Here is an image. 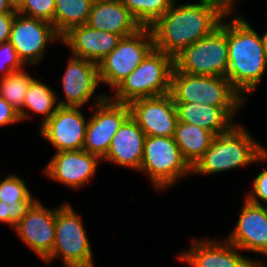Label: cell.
I'll list each match as a JSON object with an SVG mask.
<instances>
[{
	"label": "cell",
	"instance_id": "1",
	"mask_svg": "<svg viewBox=\"0 0 267 267\" xmlns=\"http://www.w3.org/2000/svg\"><path fill=\"white\" fill-rule=\"evenodd\" d=\"M170 8L149 27L154 49L175 58L192 43L209 35L222 18L203 3L177 4Z\"/></svg>",
	"mask_w": 267,
	"mask_h": 267
},
{
	"label": "cell",
	"instance_id": "2",
	"mask_svg": "<svg viewBox=\"0 0 267 267\" xmlns=\"http://www.w3.org/2000/svg\"><path fill=\"white\" fill-rule=\"evenodd\" d=\"M228 71L232 86L247 100L267 71V55L260 34L240 15L227 20Z\"/></svg>",
	"mask_w": 267,
	"mask_h": 267
},
{
	"label": "cell",
	"instance_id": "3",
	"mask_svg": "<svg viewBox=\"0 0 267 267\" xmlns=\"http://www.w3.org/2000/svg\"><path fill=\"white\" fill-rule=\"evenodd\" d=\"M267 160V149L249 130L236 124L229 132L215 135L209 149L192 167V173L219 174Z\"/></svg>",
	"mask_w": 267,
	"mask_h": 267
},
{
	"label": "cell",
	"instance_id": "4",
	"mask_svg": "<svg viewBox=\"0 0 267 267\" xmlns=\"http://www.w3.org/2000/svg\"><path fill=\"white\" fill-rule=\"evenodd\" d=\"M174 58L153 49L108 96L113 102L129 104L140 99L170 93Z\"/></svg>",
	"mask_w": 267,
	"mask_h": 267
},
{
	"label": "cell",
	"instance_id": "5",
	"mask_svg": "<svg viewBox=\"0 0 267 267\" xmlns=\"http://www.w3.org/2000/svg\"><path fill=\"white\" fill-rule=\"evenodd\" d=\"M170 95L174 102H197L215 107H242L246 101L226 77L192 75L180 72L175 66Z\"/></svg>",
	"mask_w": 267,
	"mask_h": 267
},
{
	"label": "cell",
	"instance_id": "6",
	"mask_svg": "<svg viewBox=\"0 0 267 267\" xmlns=\"http://www.w3.org/2000/svg\"><path fill=\"white\" fill-rule=\"evenodd\" d=\"M80 216L67 202L57 207L54 247L45 264L61 258L64 267H95L91 243Z\"/></svg>",
	"mask_w": 267,
	"mask_h": 267
},
{
	"label": "cell",
	"instance_id": "7",
	"mask_svg": "<svg viewBox=\"0 0 267 267\" xmlns=\"http://www.w3.org/2000/svg\"><path fill=\"white\" fill-rule=\"evenodd\" d=\"M139 172L147 175L157 190H166L192 174L174 137L147 136Z\"/></svg>",
	"mask_w": 267,
	"mask_h": 267
},
{
	"label": "cell",
	"instance_id": "8",
	"mask_svg": "<svg viewBox=\"0 0 267 267\" xmlns=\"http://www.w3.org/2000/svg\"><path fill=\"white\" fill-rule=\"evenodd\" d=\"M227 19L223 18L209 35L192 43L174 58V65L180 72L227 78Z\"/></svg>",
	"mask_w": 267,
	"mask_h": 267
},
{
	"label": "cell",
	"instance_id": "9",
	"mask_svg": "<svg viewBox=\"0 0 267 267\" xmlns=\"http://www.w3.org/2000/svg\"><path fill=\"white\" fill-rule=\"evenodd\" d=\"M153 49V35L149 27L122 37L118 46L98 63L100 83L107 84L113 91Z\"/></svg>",
	"mask_w": 267,
	"mask_h": 267
},
{
	"label": "cell",
	"instance_id": "10",
	"mask_svg": "<svg viewBox=\"0 0 267 267\" xmlns=\"http://www.w3.org/2000/svg\"><path fill=\"white\" fill-rule=\"evenodd\" d=\"M9 42L21 61L27 65L41 62L50 43L61 42V37L49 21L15 12Z\"/></svg>",
	"mask_w": 267,
	"mask_h": 267
},
{
	"label": "cell",
	"instance_id": "11",
	"mask_svg": "<svg viewBox=\"0 0 267 267\" xmlns=\"http://www.w3.org/2000/svg\"><path fill=\"white\" fill-rule=\"evenodd\" d=\"M65 99L57 97L61 107L83 108L93 98V105L103 102L109 95L95 94L99 87L98 64L75 56L68 59L65 72L61 77Z\"/></svg>",
	"mask_w": 267,
	"mask_h": 267
},
{
	"label": "cell",
	"instance_id": "12",
	"mask_svg": "<svg viewBox=\"0 0 267 267\" xmlns=\"http://www.w3.org/2000/svg\"><path fill=\"white\" fill-rule=\"evenodd\" d=\"M83 150L102 160L110 147L114 134L130 115L128 104L113 102L107 97L103 102L90 105Z\"/></svg>",
	"mask_w": 267,
	"mask_h": 267
},
{
	"label": "cell",
	"instance_id": "13",
	"mask_svg": "<svg viewBox=\"0 0 267 267\" xmlns=\"http://www.w3.org/2000/svg\"><path fill=\"white\" fill-rule=\"evenodd\" d=\"M190 249L182 250L178 258L189 267H264L259 259L241 254L238 247L223 239H195Z\"/></svg>",
	"mask_w": 267,
	"mask_h": 267
},
{
	"label": "cell",
	"instance_id": "14",
	"mask_svg": "<svg viewBox=\"0 0 267 267\" xmlns=\"http://www.w3.org/2000/svg\"><path fill=\"white\" fill-rule=\"evenodd\" d=\"M56 211L57 208L49 209L36 199L13 229L24 244L43 261L54 247Z\"/></svg>",
	"mask_w": 267,
	"mask_h": 267
},
{
	"label": "cell",
	"instance_id": "15",
	"mask_svg": "<svg viewBox=\"0 0 267 267\" xmlns=\"http://www.w3.org/2000/svg\"><path fill=\"white\" fill-rule=\"evenodd\" d=\"M130 116L146 136L174 137L178 123L175 102L170 93L130 102Z\"/></svg>",
	"mask_w": 267,
	"mask_h": 267
},
{
	"label": "cell",
	"instance_id": "16",
	"mask_svg": "<svg viewBox=\"0 0 267 267\" xmlns=\"http://www.w3.org/2000/svg\"><path fill=\"white\" fill-rule=\"evenodd\" d=\"M80 109L82 108L59 106L40 127V135L55 147V152L83 149L89 120L85 119Z\"/></svg>",
	"mask_w": 267,
	"mask_h": 267
},
{
	"label": "cell",
	"instance_id": "17",
	"mask_svg": "<svg viewBox=\"0 0 267 267\" xmlns=\"http://www.w3.org/2000/svg\"><path fill=\"white\" fill-rule=\"evenodd\" d=\"M99 162L102 161L96 155L83 149L59 151L51 157L43 173L55 182L78 189L97 173Z\"/></svg>",
	"mask_w": 267,
	"mask_h": 267
},
{
	"label": "cell",
	"instance_id": "18",
	"mask_svg": "<svg viewBox=\"0 0 267 267\" xmlns=\"http://www.w3.org/2000/svg\"><path fill=\"white\" fill-rule=\"evenodd\" d=\"M233 231L226 238L241 251L267 256V206L250 203L246 198Z\"/></svg>",
	"mask_w": 267,
	"mask_h": 267
},
{
	"label": "cell",
	"instance_id": "19",
	"mask_svg": "<svg viewBox=\"0 0 267 267\" xmlns=\"http://www.w3.org/2000/svg\"><path fill=\"white\" fill-rule=\"evenodd\" d=\"M121 39V35L97 30L84 24L67 32L61 38V43L68 46L72 56L98 64L118 46Z\"/></svg>",
	"mask_w": 267,
	"mask_h": 267
},
{
	"label": "cell",
	"instance_id": "20",
	"mask_svg": "<svg viewBox=\"0 0 267 267\" xmlns=\"http://www.w3.org/2000/svg\"><path fill=\"white\" fill-rule=\"evenodd\" d=\"M146 137L129 115L114 134L108 152L102 160L139 171Z\"/></svg>",
	"mask_w": 267,
	"mask_h": 267
},
{
	"label": "cell",
	"instance_id": "21",
	"mask_svg": "<svg viewBox=\"0 0 267 267\" xmlns=\"http://www.w3.org/2000/svg\"><path fill=\"white\" fill-rule=\"evenodd\" d=\"M178 121L199 126L214 135L229 132L241 107H215L197 102H175Z\"/></svg>",
	"mask_w": 267,
	"mask_h": 267
},
{
	"label": "cell",
	"instance_id": "22",
	"mask_svg": "<svg viewBox=\"0 0 267 267\" xmlns=\"http://www.w3.org/2000/svg\"><path fill=\"white\" fill-rule=\"evenodd\" d=\"M86 25L122 37L142 28L121 0L93 1Z\"/></svg>",
	"mask_w": 267,
	"mask_h": 267
},
{
	"label": "cell",
	"instance_id": "23",
	"mask_svg": "<svg viewBox=\"0 0 267 267\" xmlns=\"http://www.w3.org/2000/svg\"><path fill=\"white\" fill-rule=\"evenodd\" d=\"M215 135L199 126L177 123L174 140L184 159L193 167L209 149Z\"/></svg>",
	"mask_w": 267,
	"mask_h": 267
},
{
	"label": "cell",
	"instance_id": "24",
	"mask_svg": "<svg viewBox=\"0 0 267 267\" xmlns=\"http://www.w3.org/2000/svg\"><path fill=\"white\" fill-rule=\"evenodd\" d=\"M56 96L57 93L49 85L34 78L26 93L23 109L19 112L21 121L32 117L31 114H28L30 110L32 113L44 116L41 121V127L59 107Z\"/></svg>",
	"mask_w": 267,
	"mask_h": 267
},
{
	"label": "cell",
	"instance_id": "25",
	"mask_svg": "<svg viewBox=\"0 0 267 267\" xmlns=\"http://www.w3.org/2000/svg\"><path fill=\"white\" fill-rule=\"evenodd\" d=\"M93 0H55L54 28L62 38L72 28L87 23Z\"/></svg>",
	"mask_w": 267,
	"mask_h": 267
},
{
	"label": "cell",
	"instance_id": "26",
	"mask_svg": "<svg viewBox=\"0 0 267 267\" xmlns=\"http://www.w3.org/2000/svg\"><path fill=\"white\" fill-rule=\"evenodd\" d=\"M33 79L34 77L24 69L0 78V96L20 112Z\"/></svg>",
	"mask_w": 267,
	"mask_h": 267
},
{
	"label": "cell",
	"instance_id": "27",
	"mask_svg": "<svg viewBox=\"0 0 267 267\" xmlns=\"http://www.w3.org/2000/svg\"><path fill=\"white\" fill-rule=\"evenodd\" d=\"M142 27H151L172 5L171 0H121Z\"/></svg>",
	"mask_w": 267,
	"mask_h": 267
},
{
	"label": "cell",
	"instance_id": "28",
	"mask_svg": "<svg viewBox=\"0 0 267 267\" xmlns=\"http://www.w3.org/2000/svg\"><path fill=\"white\" fill-rule=\"evenodd\" d=\"M25 180L16 174H9L0 179V201L11 206H18V202H34Z\"/></svg>",
	"mask_w": 267,
	"mask_h": 267
},
{
	"label": "cell",
	"instance_id": "29",
	"mask_svg": "<svg viewBox=\"0 0 267 267\" xmlns=\"http://www.w3.org/2000/svg\"><path fill=\"white\" fill-rule=\"evenodd\" d=\"M16 11L22 15L49 21L54 26L55 0H21Z\"/></svg>",
	"mask_w": 267,
	"mask_h": 267
},
{
	"label": "cell",
	"instance_id": "30",
	"mask_svg": "<svg viewBox=\"0 0 267 267\" xmlns=\"http://www.w3.org/2000/svg\"><path fill=\"white\" fill-rule=\"evenodd\" d=\"M26 66L18 56L15 48L8 41L0 44V77L23 70Z\"/></svg>",
	"mask_w": 267,
	"mask_h": 267
},
{
	"label": "cell",
	"instance_id": "31",
	"mask_svg": "<svg viewBox=\"0 0 267 267\" xmlns=\"http://www.w3.org/2000/svg\"><path fill=\"white\" fill-rule=\"evenodd\" d=\"M32 203L33 202H18V206H11L0 201V223L8 224L14 229Z\"/></svg>",
	"mask_w": 267,
	"mask_h": 267
},
{
	"label": "cell",
	"instance_id": "32",
	"mask_svg": "<svg viewBox=\"0 0 267 267\" xmlns=\"http://www.w3.org/2000/svg\"><path fill=\"white\" fill-rule=\"evenodd\" d=\"M245 198L252 204H267V169L258 173L254 178L252 190H250Z\"/></svg>",
	"mask_w": 267,
	"mask_h": 267
},
{
	"label": "cell",
	"instance_id": "33",
	"mask_svg": "<svg viewBox=\"0 0 267 267\" xmlns=\"http://www.w3.org/2000/svg\"><path fill=\"white\" fill-rule=\"evenodd\" d=\"M209 8L213 9L222 19L231 17V13H233L234 4L238 0H198Z\"/></svg>",
	"mask_w": 267,
	"mask_h": 267
},
{
	"label": "cell",
	"instance_id": "34",
	"mask_svg": "<svg viewBox=\"0 0 267 267\" xmlns=\"http://www.w3.org/2000/svg\"><path fill=\"white\" fill-rule=\"evenodd\" d=\"M21 122L19 112L0 96V126Z\"/></svg>",
	"mask_w": 267,
	"mask_h": 267
},
{
	"label": "cell",
	"instance_id": "35",
	"mask_svg": "<svg viewBox=\"0 0 267 267\" xmlns=\"http://www.w3.org/2000/svg\"><path fill=\"white\" fill-rule=\"evenodd\" d=\"M15 13H0V44L9 41Z\"/></svg>",
	"mask_w": 267,
	"mask_h": 267
},
{
	"label": "cell",
	"instance_id": "36",
	"mask_svg": "<svg viewBox=\"0 0 267 267\" xmlns=\"http://www.w3.org/2000/svg\"><path fill=\"white\" fill-rule=\"evenodd\" d=\"M16 6L11 0H0V13H15Z\"/></svg>",
	"mask_w": 267,
	"mask_h": 267
},
{
	"label": "cell",
	"instance_id": "37",
	"mask_svg": "<svg viewBox=\"0 0 267 267\" xmlns=\"http://www.w3.org/2000/svg\"><path fill=\"white\" fill-rule=\"evenodd\" d=\"M260 38H261L263 47H264V49H265V53H266V55H267V31L264 32V34H263L262 36L260 35Z\"/></svg>",
	"mask_w": 267,
	"mask_h": 267
},
{
	"label": "cell",
	"instance_id": "38",
	"mask_svg": "<svg viewBox=\"0 0 267 267\" xmlns=\"http://www.w3.org/2000/svg\"><path fill=\"white\" fill-rule=\"evenodd\" d=\"M14 4H15V6L21 1V0H11Z\"/></svg>",
	"mask_w": 267,
	"mask_h": 267
}]
</instances>
